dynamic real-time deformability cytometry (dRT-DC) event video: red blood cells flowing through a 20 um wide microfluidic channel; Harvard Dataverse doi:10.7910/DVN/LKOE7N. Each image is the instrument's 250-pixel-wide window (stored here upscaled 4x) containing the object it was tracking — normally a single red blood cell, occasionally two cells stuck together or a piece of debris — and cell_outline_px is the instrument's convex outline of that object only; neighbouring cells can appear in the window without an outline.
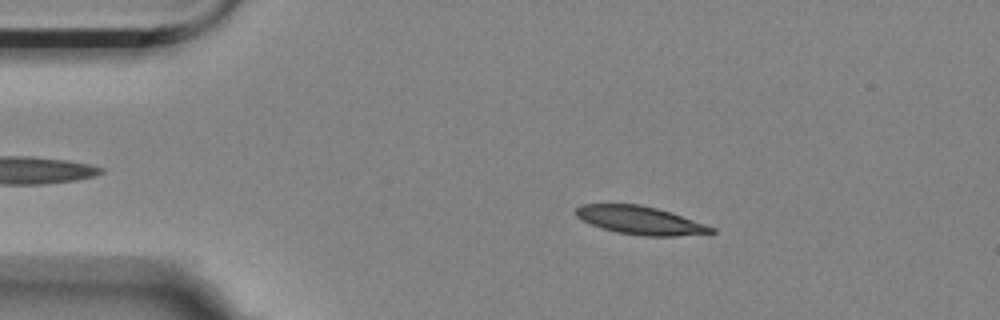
{"species": "Egyptian fruit bat (a non-hibernating species)", "species_latin": "Rousettus aegyptiacus", "temperature_condition": "room temperature", "stored_images_in_passage": 48, "camera_frame_rate_fps": 3000, "um_per_image_px": 0.085, "animal": {"sex": "female"}, "frame": {"image": 1, "passage_image": 9, "time_ms": 2.667, "image_size_px": [1000, 320], "cell_outline_px": [[716, 232], [676, 236], [640, 236], [616, 232], [600, 228], [576, 216], [572, 212], [580, 204], [640, 204], [672, 212], [716, 228]], "centroid_in_image_um": [54.4, 18.72], "position_along_channel_um": 30.6, "area_um2": 22.37}}
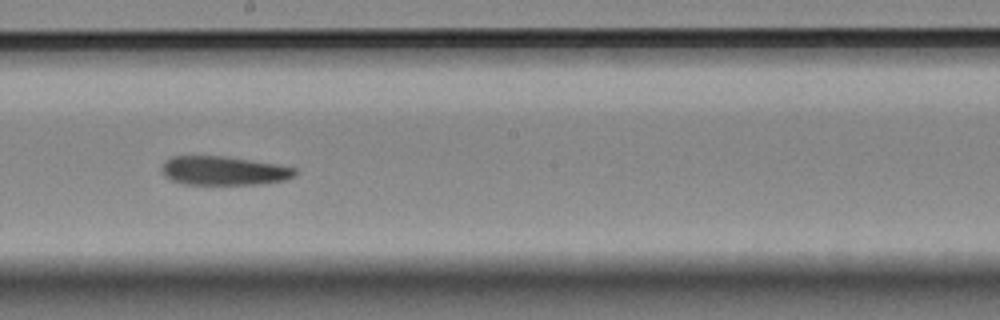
{"frame": {"image": 2, "passage_image": 30, "time_ms": 9.667, "image_size_px": [1000, 320], "cell_outline_px": [[296, 172], [292, 176], [284, 180], [264, 184], [180, 184], [164, 176], [160, 168], [164, 160], [172, 156], [224, 156], [276, 164], [296, 168]], "centroid_in_image_um": [18.95, 14.51], "position_along_channel_um": 229.2, "area_um2": 22.48}}
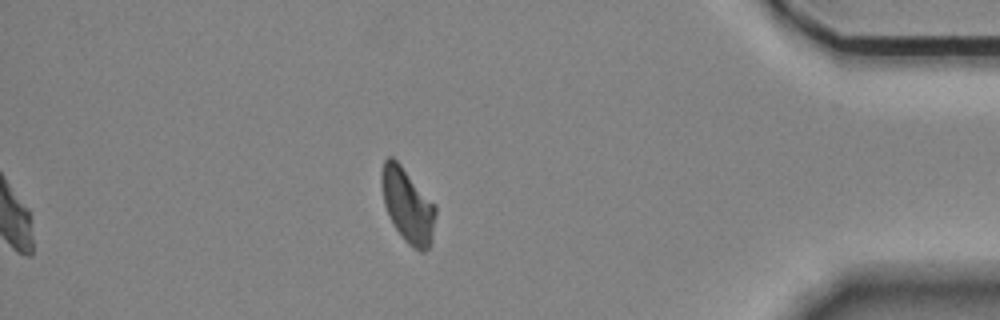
{"frame": {"image": 3, "passage_image": 48, "time_ms": 15.667, "image_size_px": [1000, 320], "cell_outline_px": [[436, 212], [432, 244], [424, 252], [420, 252], [408, 244], [404, 240], [396, 228], [384, 204], [380, 184], [380, 172], [384, 160], [388, 156], [392, 156], [400, 164], [436, 204]], "centroid_in_image_um": [34.66, 17.45], "position_along_channel_um": 400.5, "area_um2": 23.58}, "authors_computed_cell_mechanics": {"area_um2": 23.0044, "velocity_mm_per_s": 3.5083, "shape_relaxation_time_tau1_ms": null, "shape_relaxation_time_tau2_ms": 9.9701, "deformation_change_tau1": null, "deformation_change_tau2": 0.203}}